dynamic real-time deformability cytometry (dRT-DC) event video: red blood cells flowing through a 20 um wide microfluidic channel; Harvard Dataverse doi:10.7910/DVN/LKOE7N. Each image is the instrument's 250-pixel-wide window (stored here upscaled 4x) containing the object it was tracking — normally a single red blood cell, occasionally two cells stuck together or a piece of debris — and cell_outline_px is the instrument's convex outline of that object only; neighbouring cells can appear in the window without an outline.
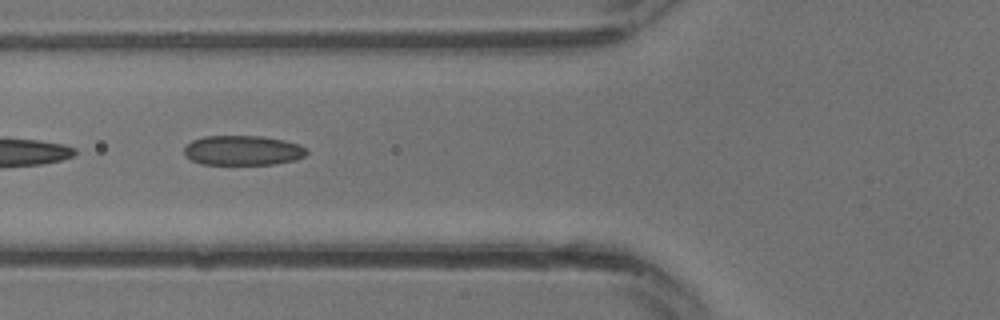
{"species": "common noctule bat (a hibernating species)", "species_latin": "Nyctalus noctula", "temperature_condition": "warm", "stored_images_in_passage": 15, "segment_of_instrument_passage": [2, 2], "camera_frame_rate_fps": 3000, "um_per_image_px": 0.085, "animal": {"sex": "male", "body_mass_g": 13.3}, "frame": {"image": 1, "passage_image": 8, "time_ms": 2.333, "image_size_px": [1000, 320], "cell_outline_px": [[308, 152], [304, 156], [296, 160], [272, 164], [200, 164], [184, 156], [184, 148], [192, 140], [204, 136], [260, 136], [284, 140], [300, 144], [308, 148]], "centroid_in_image_um": [20.65, 12.78], "position_along_channel_um": 105.2, "area_um2": 21.39}}